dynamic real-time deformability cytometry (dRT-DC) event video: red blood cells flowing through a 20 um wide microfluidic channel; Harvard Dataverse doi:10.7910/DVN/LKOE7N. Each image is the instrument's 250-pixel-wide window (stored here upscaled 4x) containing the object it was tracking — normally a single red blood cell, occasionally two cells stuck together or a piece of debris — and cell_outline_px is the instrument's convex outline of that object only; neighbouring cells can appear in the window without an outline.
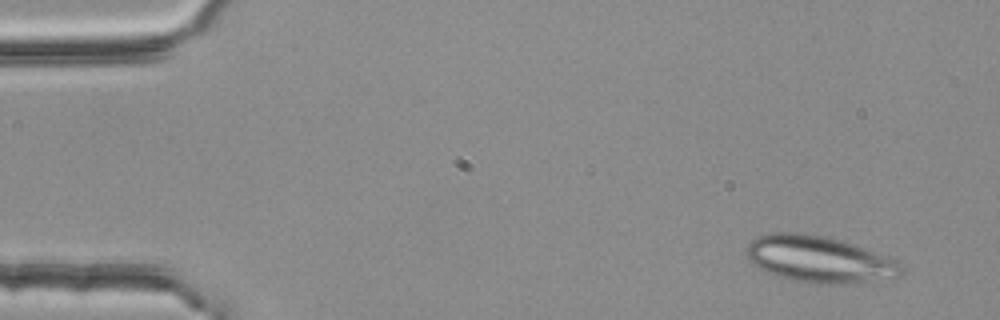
{"species": "common noctule bat (a hibernating species)", "species_latin": "Nyctalus noctula", "temperature_condition": "room temperature", "stored_images_in_passage": 5, "camera_frame_rate_fps": 3000, "um_per_image_px": 0.085, "animal": {"sex": "female", "body_mass_g": 25.1}, "frame": {"image": 1, "passage_image": 1, "time_ms": 0.0, "image_size_px": [1000, 320], "cell_outline_px": [[904, 272], [900, 276], [840, 284], [828, 284], [796, 280], [780, 276], [768, 272], [752, 264], [748, 260], [744, 252], [748, 244], [756, 236], [772, 232], [804, 232], [824, 236], [856, 244], [888, 256], [904, 264]], "centroid_in_image_um": [69.63, 22.0], "position_along_channel_um": 15.4, "area_um2": 42.08}}